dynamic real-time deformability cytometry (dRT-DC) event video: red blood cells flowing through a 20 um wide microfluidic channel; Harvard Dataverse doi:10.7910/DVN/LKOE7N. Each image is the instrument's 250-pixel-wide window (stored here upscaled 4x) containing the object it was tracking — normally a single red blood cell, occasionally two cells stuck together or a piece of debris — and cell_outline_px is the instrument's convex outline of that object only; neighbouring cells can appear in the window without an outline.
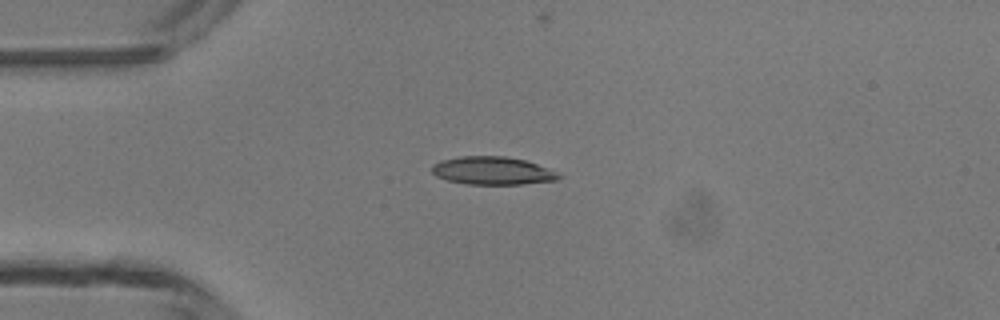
{"species": "common noctule bat (a hibernating species)", "species_latin": "Nyctalus noctula", "temperature_condition": "room temperature", "stored_images_in_passage": 3, "camera_frame_rate_fps": 3000, "um_per_image_px": 0.085, "animal": {"sex": "male", "body_mass_g": 13.3}, "frame": {"image": 1, "passage_image": 1, "time_ms": 0.0, "image_size_px": [1000, 320], "cell_outline_px": [[564, 176], [556, 180], [520, 184], [468, 184], [448, 180], [436, 176], [432, 172], [432, 164], [440, 160], [460, 156], [504, 156], [524, 160], [548, 168]], "centroid_in_image_um": [41.84, 14.5], "position_along_channel_um": 43.2, "area_um2": 20.58}}